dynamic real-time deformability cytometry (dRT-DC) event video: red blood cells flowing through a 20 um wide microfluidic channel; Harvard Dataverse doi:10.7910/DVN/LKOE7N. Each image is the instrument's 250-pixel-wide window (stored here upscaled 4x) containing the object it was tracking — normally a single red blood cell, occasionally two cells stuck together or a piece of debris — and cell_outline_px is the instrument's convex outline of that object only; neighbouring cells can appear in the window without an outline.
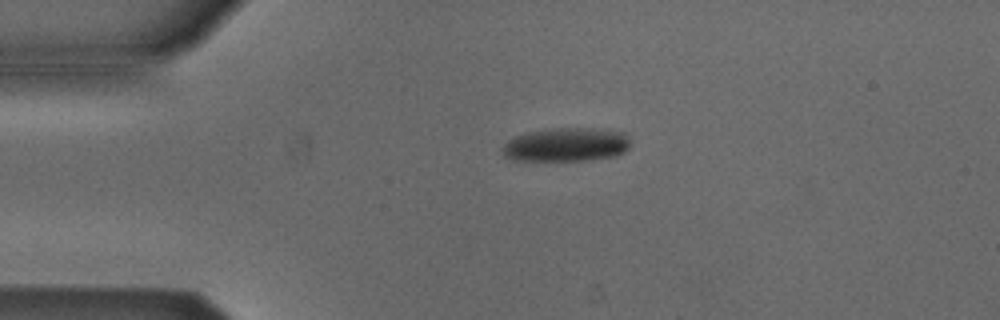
{"species": "Egyptian fruit bat (a non-hibernating species)", "species_latin": "Rousettus aegyptiacus", "temperature_condition": "cold", "stored_images_in_passage": 35, "camera_frame_rate_fps": 3000, "um_per_image_px": 0.085, "animal": {"sex": "male"}, "frame": {"image": 1, "passage_image": 1, "time_ms": 0.0, "image_size_px": [1000, 320], "cell_outline_px": [[628, 148], [624, 152], [616, 156], [592, 160], [512, 160], [504, 156], [500, 152], [500, 148], [508, 140], [516, 136], [528, 132], [556, 128], [580, 128], [624, 132], [628, 140]], "centroid_in_image_um": [48.08, 12.31], "position_along_channel_um": 36.9, "area_um2": 25.03}}
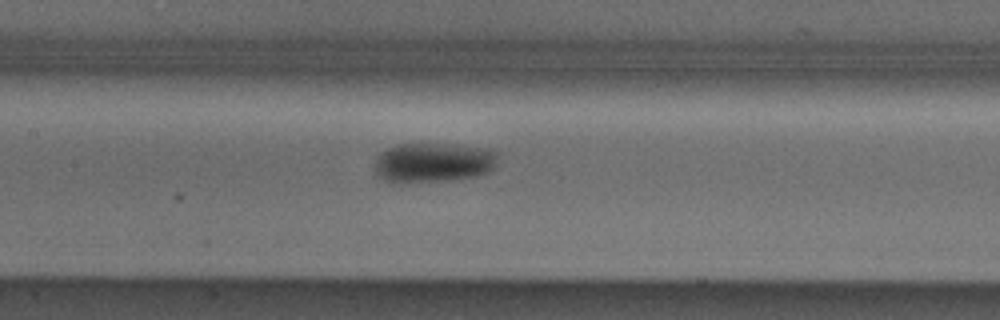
{"frame": {"image": 2, "passage_image": 14, "time_ms": 4.333, "image_size_px": [1000, 320], "cell_outline_px": [[500, 152], [492, 168], [488, 172], [476, 176], [448, 180], [392, 184], [376, 176], [376, 160], [380, 152], [396, 144], [420, 140], [456, 144], [484, 148]], "centroid_in_image_um": [36.78, 13.77], "position_along_channel_um": 170.6, "area_um2": 29.65}}
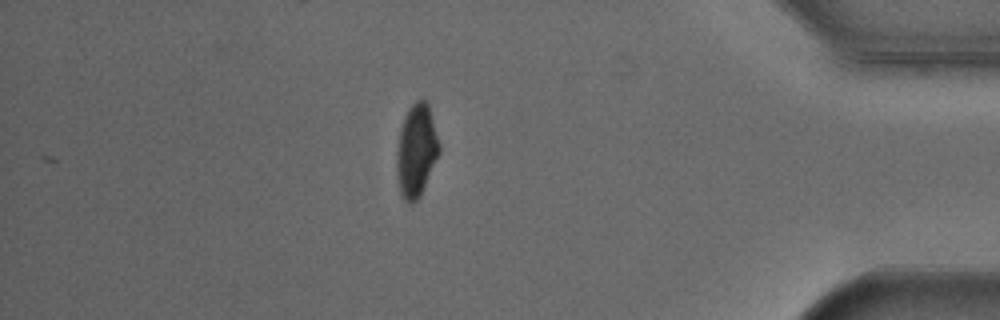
{"frame": {"image": 3, "passage_image": 35, "time_ms": 11.333, "image_size_px": [1000, 320], "cell_outline_px": [[440, 152], [420, 196], [412, 204], [408, 204], [404, 200], [400, 192], [396, 176], [396, 152], [400, 128], [404, 116], [408, 108], [416, 100], [424, 100], [428, 104], [440, 144]], "centroid_in_image_um": [35.37, 12.82], "position_along_channel_um": 399.8, "area_um2": 23.12}, "authors_computed_cell_mechanics": {"area_um2": 26.4724, "velocity_mm_per_s": 3.8614, "shape_relaxation_time_tau1_ms": 2.4638, "shape_relaxation_time_tau2_ms": null, "deformation_change_tau1": 0.0996, "deformation_change_tau2": null}}